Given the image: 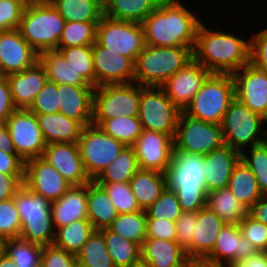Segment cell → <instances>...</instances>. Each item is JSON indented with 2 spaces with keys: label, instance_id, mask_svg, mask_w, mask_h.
Returning <instances> with one entry per match:
<instances>
[{
  "label": "cell",
  "instance_id": "49",
  "mask_svg": "<svg viewBox=\"0 0 267 267\" xmlns=\"http://www.w3.org/2000/svg\"><path fill=\"white\" fill-rule=\"evenodd\" d=\"M21 218L14 198L0 202V240L19 238Z\"/></svg>",
  "mask_w": 267,
  "mask_h": 267
},
{
  "label": "cell",
  "instance_id": "30",
  "mask_svg": "<svg viewBox=\"0 0 267 267\" xmlns=\"http://www.w3.org/2000/svg\"><path fill=\"white\" fill-rule=\"evenodd\" d=\"M129 184L141 210L149 208L167 187L165 173L148 169H139Z\"/></svg>",
  "mask_w": 267,
  "mask_h": 267
},
{
  "label": "cell",
  "instance_id": "12",
  "mask_svg": "<svg viewBox=\"0 0 267 267\" xmlns=\"http://www.w3.org/2000/svg\"><path fill=\"white\" fill-rule=\"evenodd\" d=\"M96 42L114 53L129 57L135 63L145 46L142 24L103 15L97 24Z\"/></svg>",
  "mask_w": 267,
  "mask_h": 267
},
{
  "label": "cell",
  "instance_id": "51",
  "mask_svg": "<svg viewBox=\"0 0 267 267\" xmlns=\"http://www.w3.org/2000/svg\"><path fill=\"white\" fill-rule=\"evenodd\" d=\"M26 0H0V32L19 28Z\"/></svg>",
  "mask_w": 267,
  "mask_h": 267
},
{
  "label": "cell",
  "instance_id": "47",
  "mask_svg": "<svg viewBox=\"0 0 267 267\" xmlns=\"http://www.w3.org/2000/svg\"><path fill=\"white\" fill-rule=\"evenodd\" d=\"M250 158L241 153V159L254 174L260 192L267 194V142L250 148Z\"/></svg>",
  "mask_w": 267,
  "mask_h": 267
},
{
  "label": "cell",
  "instance_id": "54",
  "mask_svg": "<svg viewBox=\"0 0 267 267\" xmlns=\"http://www.w3.org/2000/svg\"><path fill=\"white\" fill-rule=\"evenodd\" d=\"M146 238L176 241L175 221L150 218L146 214Z\"/></svg>",
  "mask_w": 267,
  "mask_h": 267
},
{
  "label": "cell",
  "instance_id": "55",
  "mask_svg": "<svg viewBox=\"0 0 267 267\" xmlns=\"http://www.w3.org/2000/svg\"><path fill=\"white\" fill-rule=\"evenodd\" d=\"M176 241L186 250L193 239L195 225H197V212H183L175 221Z\"/></svg>",
  "mask_w": 267,
  "mask_h": 267
},
{
  "label": "cell",
  "instance_id": "3",
  "mask_svg": "<svg viewBox=\"0 0 267 267\" xmlns=\"http://www.w3.org/2000/svg\"><path fill=\"white\" fill-rule=\"evenodd\" d=\"M203 155L173 147L171 164L165 172L167 188L175 191L183 212H198L206 206Z\"/></svg>",
  "mask_w": 267,
  "mask_h": 267
},
{
  "label": "cell",
  "instance_id": "28",
  "mask_svg": "<svg viewBox=\"0 0 267 267\" xmlns=\"http://www.w3.org/2000/svg\"><path fill=\"white\" fill-rule=\"evenodd\" d=\"M46 144L78 143L84 126L63 113L36 114Z\"/></svg>",
  "mask_w": 267,
  "mask_h": 267
},
{
  "label": "cell",
  "instance_id": "25",
  "mask_svg": "<svg viewBox=\"0 0 267 267\" xmlns=\"http://www.w3.org/2000/svg\"><path fill=\"white\" fill-rule=\"evenodd\" d=\"M226 224L215 212L204 206L197 212L191 245L185 250L187 258L205 259L213 250L221 228Z\"/></svg>",
  "mask_w": 267,
  "mask_h": 267
},
{
  "label": "cell",
  "instance_id": "34",
  "mask_svg": "<svg viewBox=\"0 0 267 267\" xmlns=\"http://www.w3.org/2000/svg\"><path fill=\"white\" fill-rule=\"evenodd\" d=\"M206 207L215 212L226 224H239L248 215V209L228 187L207 192Z\"/></svg>",
  "mask_w": 267,
  "mask_h": 267
},
{
  "label": "cell",
  "instance_id": "8",
  "mask_svg": "<svg viewBox=\"0 0 267 267\" xmlns=\"http://www.w3.org/2000/svg\"><path fill=\"white\" fill-rule=\"evenodd\" d=\"M140 85L137 83L106 84L94 88L92 124L99 126L105 119L138 116Z\"/></svg>",
  "mask_w": 267,
  "mask_h": 267
},
{
  "label": "cell",
  "instance_id": "67",
  "mask_svg": "<svg viewBox=\"0 0 267 267\" xmlns=\"http://www.w3.org/2000/svg\"><path fill=\"white\" fill-rule=\"evenodd\" d=\"M3 253V240H0V255Z\"/></svg>",
  "mask_w": 267,
  "mask_h": 267
},
{
  "label": "cell",
  "instance_id": "6",
  "mask_svg": "<svg viewBox=\"0 0 267 267\" xmlns=\"http://www.w3.org/2000/svg\"><path fill=\"white\" fill-rule=\"evenodd\" d=\"M21 218L19 238L41 246L52 245L55 240L51 201L35 195L24 185L14 196Z\"/></svg>",
  "mask_w": 267,
  "mask_h": 267
},
{
  "label": "cell",
  "instance_id": "7",
  "mask_svg": "<svg viewBox=\"0 0 267 267\" xmlns=\"http://www.w3.org/2000/svg\"><path fill=\"white\" fill-rule=\"evenodd\" d=\"M235 98L232 74L211 73L184 112L205 122L221 124L228 106Z\"/></svg>",
  "mask_w": 267,
  "mask_h": 267
},
{
  "label": "cell",
  "instance_id": "63",
  "mask_svg": "<svg viewBox=\"0 0 267 267\" xmlns=\"http://www.w3.org/2000/svg\"><path fill=\"white\" fill-rule=\"evenodd\" d=\"M184 267H214V263L201 258H188Z\"/></svg>",
  "mask_w": 267,
  "mask_h": 267
},
{
  "label": "cell",
  "instance_id": "14",
  "mask_svg": "<svg viewBox=\"0 0 267 267\" xmlns=\"http://www.w3.org/2000/svg\"><path fill=\"white\" fill-rule=\"evenodd\" d=\"M16 154L24 161L43 156L46 142L36 114L29 109H16L6 120Z\"/></svg>",
  "mask_w": 267,
  "mask_h": 267
},
{
  "label": "cell",
  "instance_id": "1",
  "mask_svg": "<svg viewBox=\"0 0 267 267\" xmlns=\"http://www.w3.org/2000/svg\"><path fill=\"white\" fill-rule=\"evenodd\" d=\"M200 20L178 0H161L141 23L145 45L194 48Z\"/></svg>",
  "mask_w": 267,
  "mask_h": 267
},
{
  "label": "cell",
  "instance_id": "18",
  "mask_svg": "<svg viewBox=\"0 0 267 267\" xmlns=\"http://www.w3.org/2000/svg\"><path fill=\"white\" fill-rule=\"evenodd\" d=\"M210 74L207 69L193 58L182 69L172 75L161 87L164 89L167 97L181 111H184Z\"/></svg>",
  "mask_w": 267,
  "mask_h": 267
},
{
  "label": "cell",
  "instance_id": "11",
  "mask_svg": "<svg viewBox=\"0 0 267 267\" xmlns=\"http://www.w3.org/2000/svg\"><path fill=\"white\" fill-rule=\"evenodd\" d=\"M78 146L84 170L90 180H95L126 147L93 124L82 129Z\"/></svg>",
  "mask_w": 267,
  "mask_h": 267
},
{
  "label": "cell",
  "instance_id": "4",
  "mask_svg": "<svg viewBox=\"0 0 267 267\" xmlns=\"http://www.w3.org/2000/svg\"><path fill=\"white\" fill-rule=\"evenodd\" d=\"M193 59V47L145 45L134 63V82L161 87L172 75Z\"/></svg>",
  "mask_w": 267,
  "mask_h": 267
},
{
  "label": "cell",
  "instance_id": "36",
  "mask_svg": "<svg viewBox=\"0 0 267 267\" xmlns=\"http://www.w3.org/2000/svg\"><path fill=\"white\" fill-rule=\"evenodd\" d=\"M65 22H99L104 15L103 0H50Z\"/></svg>",
  "mask_w": 267,
  "mask_h": 267
},
{
  "label": "cell",
  "instance_id": "23",
  "mask_svg": "<svg viewBox=\"0 0 267 267\" xmlns=\"http://www.w3.org/2000/svg\"><path fill=\"white\" fill-rule=\"evenodd\" d=\"M206 192L227 188L231 173L241 159V153L228 145L203 155Z\"/></svg>",
  "mask_w": 267,
  "mask_h": 267
},
{
  "label": "cell",
  "instance_id": "16",
  "mask_svg": "<svg viewBox=\"0 0 267 267\" xmlns=\"http://www.w3.org/2000/svg\"><path fill=\"white\" fill-rule=\"evenodd\" d=\"M174 139L167 134L143 129L133 148L140 169L165 173L171 164Z\"/></svg>",
  "mask_w": 267,
  "mask_h": 267
},
{
  "label": "cell",
  "instance_id": "60",
  "mask_svg": "<svg viewBox=\"0 0 267 267\" xmlns=\"http://www.w3.org/2000/svg\"><path fill=\"white\" fill-rule=\"evenodd\" d=\"M248 214L255 220L267 226V194L262 197L248 210Z\"/></svg>",
  "mask_w": 267,
  "mask_h": 267
},
{
  "label": "cell",
  "instance_id": "44",
  "mask_svg": "<svg viewBox=\"0 0 267 267\" xmlns=\"http://www.w3.org/2000/svg\"><path fill=\"white\" fill-rule=\"evenodd\" d=\"M108 228L142 246L146 238V211L119 214Z\"/></svg>",
  "mask_w": 267,
  "mask_h": 267
},
{
  "label": "cell",
  "instance_id": "40",
  "mask_svg": "<svg viewBox=\"0 0 267 267\" xmlns=\"http://www.w3.org/2000/svg\"><path fill=\"white\" fill-rule=\"evenodd\" d=\"M76 257L78 267H115L99 230L93 232Z\"/></svg>",
  "mask_w": 267,
  "mask_h": 267
},
{
  "label": "cell",
  "instance_id": "27",
  "mask_svg": "<svg viewBox=\"0 0 267 267\" xmlns=\"http://www.w3.org/2000/svg\"><path fill=\"white\" fill-rule=\"evenodd\" d=\"M51 216L54 228L88 219L87 184L71 185L59 199L52 201Z\"/></svg>",
  "mask_w": 267,
  "mask_h": 267
},
{
  "label": "cell",
  "instance_id": "31",
  "mask_svg": "<svg viewBox=\"0 0 267 267\" xmlns=\"http://www.w3.org/2000/svg\"><path fill=\"white\" fill-rule=\"evenodd\" d=\"M87 209L95 230L108 228L119 215L105 189L94 180L87 183Z\"/></svg>",
  "mask_w": 267,
  "mask_h": 267
},
{
  "label": "cell",
  "instance_id": "17",
  "mask_svg": "<svg viewBox=\"0 0 267 267\" xmlns=\"http://www.w3.org/2000/svg\"><path fill=\"white\" fill-rule=\"evenodd\" d=\"M235 97L253 112L267 119V72L247 64L232 74Z\"/></svg>",
  "mask_w": 267,
  "mask_h": 267
},
{
  "label": "cell",
  "instance_id": "53",
  "mask_svg": "<svg viewBox=\"0 0 267 267\" xmlns=\"http://www.w3.org/2000/svg\"><path fill=\"white\" fill-rule=\"evenodd\" d=\"M41 267H78L77 257L54 244L43 246Z\"/></svg>",
  "mask_w": 267,
  "mask_h": 267
},
{
  "label": "cell",
  "instance_id": "10",
  "mask_svg": "<svg viewBox=\"0 0 267 267\" xmlns=\"http://www.w3.org/2000/svg\"><path fill=\"white\" fill-rule=\"evenodd\" d=\"M181 112L162 87L140 85L138 117L143 129L167 134L174 139Z\"/></svg>",
  "mask_w": 267,
  "mask_h": 267
},
{
  "label": "cell",
  "instance_id": "45",
  "mask_svg": "<svg viewBox=\"0 0 267 267\" xmlns=\"http://www.w3.org/2000/svg\"><path fill=\"white\" fill-rule=\"evenodd\" d=\"M99 22H65L58 47L92 45Z\"/></svg>",
  "mask_w": 267,
  "mask_h": 267
},
{
  "label": "cell",
  "instance_id": "43",
  "mask_svg": "<svg viewBox=\"0 0 267 267\" xmlns=\"http://www.w3.org/2000/svg\"><path fill=\"white\" fill-rule=\"evenodd\" d=\"M42 248L41 245L21 238L3 241V252L12 259L17 267H41Z\"/></svg>",
  "mask_w": 267,
  "mask_h": 267
},
{
  "label": "cell",
  "instance_id": "26",
  "mask_svg": "<svg viewBox=\"0 0 267 267\" xmlns=\"http://www.w3.org/2000/svg\"><path fill=\"white\" fill-rule=\"evenodd\" d=\"M93 86L58 85L60 113L79 121L84 127L92 124Z\"/></svg>",
  "mask_w": 267,
  "mask_h": 267
},
{
  "label": "cell",
  "instance_id": "68",
  "mask_svg": "<svg viewBox=\"0 0 267 267\" xmlns=\"http://www.w3.org/2000/svg\"><path fill=\"white\" fill-rule=\"evenodd\" d=\"M27 2H40V1H50V0H26Z\"/></svg>",
  "mask_w": 267,
  "mask_h": 267
},
{
  "label": "cell",
  "instance_id": "2",
  "mask_svg": "<svg viewBox=\"0 0 267 267\" xmlns=\"http://www.w3.org/2000/svg\"><path fill=\"white\" fill-rule=\"evenodd\" d=\"M193 58L210 73L233 74L250 63V40L208 30L201 22L196 33Z\"/></svg>",
  "mask_w": 267,
  "mask_h": 267
},
{
  "label": "cell",
  "instance_id": "48",
  "mask_svg": "<svg viewBox=\"0 0 267 267\" xmlns=\"http://www.w3.org/2000/svg\"><path fill=\"white\" fill-rule=\"evenodd\" d=\"M150 218L167 219L176 221L183 213L175 191L167 188L160 197L146 210Z\"/></svg>",
  "mask_w": 267,
  "mask_h": 267
},
{
  "label": "cell",
  "instance_id": "58",
  "mask_svg": "<svg viewBox=\"0 0 267 267\" xmlns=\"http://www.w3.org/2000/svg\"><path fill=\"white\" fill-rule=\"evenodd\" d=\"M15 110L7 78L0 75V122H6Z\"/></svg>",
  "mask_w": 267,
  "mask_h": 267
},
{
  "label": "cell",
  "instance_id": "37",
  "mask_svg": "<svg viewBox=\"0 0 267 267\" xmlns=\"http://www.w3.org/2000/svg\"><path fill=\"white\" fill-rule=\"evenodd\" d=\"M139 169L133 146H126L94 181L96 183L129 182Z\"/></svg>",
  "mask_w": 267,
  "mask_h": 267
},
{
  "label": "cell",
  "instance_id": "20",
  "mask_svg": "<svg viewBox=\"0 0 267 267\" xmlns=\"http://www.w3.org/2000/svg\"><path fill=\"white\" fill-rule=\"evenodd\" d=\"M38 56L18 29L0 32V75L24 71L38 61Z\"/></svg>",
  "mask_w": 267,
  "mask_h": 267
},
{
  "label": "cell",
  "instance_id": "19",
  "mask_svg": "<svg viewBox=\"0 0 267 267\" xmlns=\"http://www.w3.org/2000/svg\"><path fill=\"white\" fill-rule=\"evenodd\" d=\"M96 87L106 84L134 83V62L99 45L92 44Z\"/></svg>",
  "mask_w": 267,
  "mask_h": 267
},
{
  "label": "cell",
  "instance_id": "38",
  "mask_svg": "<svg viewBox=\"0 0 267 267\" xmlns=\"http://www.w3.org/2000/svg\"><path fill=\"white\" fill-rule=\"evenodd\" d=\"M54 245L77 256L95 231L89 219H81L56 228Z\"/></svg>",
  "mask_w": 267,
  "mask_h": 267
},
{
  "label": "cell",
  "instance_id": "56",
  "mask_svg": "<svg viewBox=\"0 0 267 267\" xmlns=\"http://www.w3.org/2000/svg\"><path fill=\"white\" fill-rule=\"evenodd\" d=\"M250 64L267 72V28L250 40Z\"/></svg>",
  "mask_w": 267,
  "mask_h": 267
},
{
  "label": "cell",
  "instance_id": "52",
  "mask_svg": "<svg viewBox=\"0 0 267 267\" xmlns=\"http://www.w3.org/2000/svg\"><path fill=\"white\" fill-rule=\"evenodd\" d=\"M242 236L258 250L267 252V226L249 214L238 224Z\"/></svg>",
  "mask_w": 267,
  "mask_h": 267
},
{
  "label": "cell",
  "instance_id": "5",
  "mask_svg": "<svg viewBox=\"0 0 267 267\" xmlns=\"http://www.w3.org/2000/svg\"><path fill=\"white\" fill-rule=\"evenodd\" d=\"M65 19L50 1L28 2L18 30L30 46L41 54L57 50Z\"/></svg>",
  "mask_w": 267,
  "mask_h": 267
},
{
  "label": "cell",
  "instance_id": "32",
  "mask_svg": "<svg viewBox=\"0 0 267 267\" xmlns=\"http://www.w3.org/2000/svg\"><path fill=\"white\" fill-rule=\"evenodd\" d=\"M161 0H103L104 15L129 22L142 23Z\"/></svg>",
  "mask_w": 267,
  "mask_h": 267
},
{
  "label": "cell",
  "instance_id": "62",
  "mask_svg": "<svg viewBox=\"0 0 267 267\" xmlns=\"http://www.w3.org/2000/svg\"><path fill=\"white\" fill-rule=\"evenodd\" d=\"M0 149L5 153H16L6 122H0Z\"/></svg>",
  "mask_w": 267,
  "mask_h": 267
},
{
  "label": "cell",
  "instance_id": "42",
  "mask_svg": "<svg viewBox=\"0 0 267 267\" xmlns=\"http://www.w3.org/2000/svg\"><path fill=\"white\" fill-rule=\"evenodd\" d=\"M99 127L125 146H133L142 133L143 128L138 116L105 119Z\"/></svg>",
  "mask_w": 267,
  "mask_h": 267
},
{
  "label": "cell",
  "instance_id": "59",
  "mask_svg": "<svg viewBox=\"0 0 267 267\" xmlns=\"http://www.w3.org/2000/svg\"><path fill=\"white\" fill-rule=\"evenodd\" d=\"M25 162L16 153H5L0 149V172L24 174Z\"/></svg>",
  "mask_w": 267,
  "mask_h": 267
},
{
  "label": "cell",
  "instance_id": "41",
  "mask_svg": "<svg viewBox=\"0 0 267 267\" xmlns=\"http://www.w3.org/2000/svg\"><path fill=\"white\" fill-rule=\"evenodd\" d=\"M57 50L76 73H79L89 85L96 87L92 45L58 47Z\"/></svg>",
  "mask_w": 267,
  "mask_h": 267
},
{
  "label": "cell",
  "instance_id": "35",
  "mask_svg": "<svg viewBox=\"0 0 267 267\" xmlns=\"http://www.w3.org/2000/svg\"><path fill=\"white\" fill-rule=\"evenodd\" d=\"M228 188L248 210L263 195L254 174L242 159L235 165L231 173Z\"/></svg>",
  "mask_w": 267,
  "mask_h": 267
},
{
  "label": "cell",
  "instance_id": "22",
  "mask_svg": "<svg viewBox=\"0 0 267 267\" xmlns=\"http://www.w3.org/2000/svg\"><path fill=\"white\" fill-rule=\"evenodd\" d=\"M42 158L71 185H85L91 181L84 170L78 143L47 144Z\"/></svg>",
  "mask_w": 267,
  "mask_h": 267
},
{
  "label": "cell",
  "instance_id": "46",
  "mask_svg": "<svg viewBox=\"0 0 267 267\" xmlns=\"http://www.w3.org/2000/svg\"><path fill=\"white\" fill-rule=\"evenodd\" d=\"M97 184L105 189L119 214L141 211L131 191L129 182Z\"/></svg>",
  "mask_w": 267,
  "mask_h": 267
},
{
  "label": "cell",
  "instance_id": "9",
  "mask_svg": "<svg viewBox=\"0 0 267 267\" xmlns=\"http://www.w3.org/2000/svg\"><path fill=\"white\" fill-rule=\"evenodd\" d=\"M263 122L265 123L266 119L235 98L228 106L220 124L225 144L242 153L243 146L253 147L264 143L266 130L261 128ZM259 133H263L265 137L261 138Z\"/></svg>",
  "mask_w": 267,
  "mask_h": 267
},
{
  "label": "cell",
  "instance_id": "64",
  "mask_svg": "<svg viewBox=\"0 0 267 267\" xmlns=\"http://www.w3.org/2000/svg\"><path fill=\"white\" fill-rule=\"evenodd\" d=\"M0 267H17L12 259L4 252L0 255Z\"/></svg>",
  "mask_w": 267,
  "mask_h": 267
},
{
  "label": "cell",
  "instance_id": "61",
  "mask_svg": "<svg viewBox=\"0 0 267 267\" xmlns=\"http://www.w3.org/2000/svg\"><path fill=\"white\" fill-rule=\"evenodd\" d=\"M233 267H267V252L258 251L249 259L233 264Z\"/></svg>",
  "mask_w": 267,
  "mask_h": 267
},
{
  "label": "cell",
  "instance_id": "33",
  "mask_svg": "<svg viewBox=\"0 0 267 267\" xmlns=\"http://www.w3.org/2000/svg\"><path fill=\"white\" fill-rule=\"evenodd\" d=\"M38 61L44 67L47 79L57 85L91 86L72 69L58 50L42 52Z\"/></svg>",
  "mask_w": 267,
  "mask_h": 267
},
{
  "label": "cell",
  "instance_id": "50",
  "mask_svg": "<svg viewBox=\"0 0 267 267\" xmlns=\"http://www.w3.org/2000/svg\"><path fill=\"white\" fill-rule=\"evenodd\" d=\"M59 105L58 85L47 80L29 110L34 114H53L59 112Z\"/></svg>",
  "mask_w": 267,
  "mask_h": 267
},
{
  "label": "cell",
  "instance_id": "66",
  "mask_svg": "<svg viewBox=\"0 0 267 267\" xmlns=\"http://www.w3.org/2000/svg\"><path fill=\"white\" fill-rule=\"evenodd\" d=\"M226 264H215L214 263V267H233V265H226Z\"/></svg>",
  "mask_w": 267,
  "mask_h": 267
},
{
  "label": "cell",
  "instance_id": "65",
  "mask_svg": "<svg viewBox=\"0 0 267 267\" xmlns=\"http://www.w3.org/2000/svg\"><path fill=\"white\" fill-rule=\"evenodd\" d=\"M130 267H151V265L147 261H144L142 258H140Z\"/></svg>",
  "mask_w": 267,
  "mask_h": 267
},
{
  "label": "cell",
  "instance_id": "21",
  "mask_svg": "<svg viewBox=\"0 0 267 267\" xmlns=\"http://www.w3.org/2000/svg\"><path fill=\"white\" fill-rule=\"evenodd\" d=\"M257 252L251 242L242 236L238 224H224L212 252L205 259L215 264L233 265Z\"/></svg>",
  "mask_w": 267,
  "mask_h": 267
},
{
  "label": "cell",
  "instance_id": "15",
  "mask_svg": "<svg viewBox=\"0 0 267 267\" xmlns=\"http://www.w3.org/2000/svg\"><path fill=\"white\" fill-rule=\"evenodd\" d=\"M23 185L35 195L47 198L51 202L59 199L71 187V184L42 157L25 162Z\"/></svg>",
  "mask_w": 267,
  "mask_h": 267
},
{
  "label": "cell",
  "instance_id": "39",
  "mask_svg": "<svg viewBox=\"0 0 267 267\" xmlns=\"http://www.w3.org/2000/svg\"><path fill=\"white\" fill-rule=\"evenodd\" d=\"M105 239L106 247L115 267H130L141 258V246L125 239L109 228L99 230Z\"/></svg>",
  "mask_w": 267,
  "mask_h": 267
},
{
  "label": "cell",
  "instance_id": "24",
  "mask_svg": "<svg viewBox=\"0 0 267 267\" xmlns=\"http://www.w3.org/2000/svg\"><path fill=\"white\" fill-rule=\"evenodd\" d=\"M6 78L16 109H29L48 80L39 61L24 71L7 75Z\"/></svg>",
  "mask_w": 267,
  "mask_h": 267
},
{
  "label": "cell",
  "instance_id": "29",
  "mask_svg": "<svg viewBox=\"0 0 267 267\" xmlns=\"http://www.w3.org/2000/svg\"><path fill=\"white\" fill-rule=\"evenodd\" d=\"M141 258L151 267H184L188 259L177 241L145 238L141 246Z\"/></svg>",
  "mask_w": 267,
  "mask_h": 267
},
{
  "label": "cell",
  "instance_id": "13",
  "mask_svg": "<svg viewBox=\"0 0 267 267\" xmlns=\"http://www.w3.org/2000/svg\"><path fill=\"white\" fill-rule=\"evenodd\" d=\"M225 145L220 124L205 122L181 112L174 146L182 151L205 155Z\"/></svg>",
  "mask_w": 267,
  "mask_h": 267
},
{
  "label": "cell",
  "instance_id": "57",
  "mask_svg": "<svg viewBox=\"0 0 267 267\" xmlns=\"http://www.w3.org/2000/svg\"><path fill=\"white\" fill-rule=\"evenodd\" d=\"M23 183L24 174H5L0 172V202L14 198Z\"/></svg>",
  "mask_w": 267,
  "mask_h": 267
}]
</instances>
